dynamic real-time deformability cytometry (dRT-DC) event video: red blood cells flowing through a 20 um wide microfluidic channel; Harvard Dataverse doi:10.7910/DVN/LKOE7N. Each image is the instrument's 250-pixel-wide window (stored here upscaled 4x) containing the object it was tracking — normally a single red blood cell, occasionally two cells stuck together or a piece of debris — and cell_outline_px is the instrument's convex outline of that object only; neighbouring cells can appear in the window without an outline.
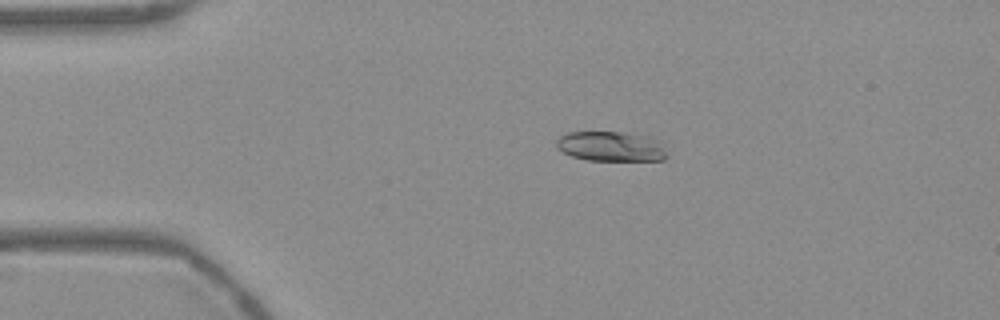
{"species": "Egyptian fruit bat (a non-hibernating species)", "species_latin": "Rousettus aegyptiacus", "temperature_condition": "warm", "stored_images_in_passage": 51, "camera_frame_rate_fps": 3000, "um_per_image_px": 0.085, "frame": {"image": 1, "passage_image": 8, "time_ms": 2.333, "image_size_px": [1000, 320], "cell_outline_px": [[668, 156], [664, 160], [588, 160], [572, 156], [556, 148], [556, 140], [560, 136], [568, 132], [620, 132], [644, 136], [656, 140], [660, 144]], "centroid_in_image_um": [51.88, 12.45], "position_along_channel_um": 33.1, "area_um2": 18.96}}
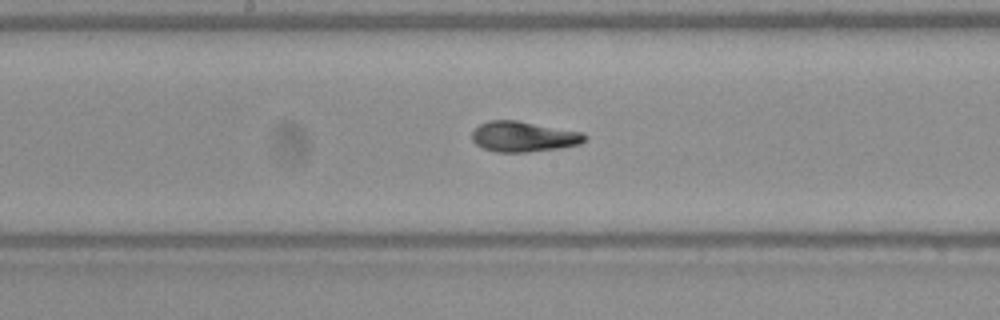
{"frame": {"image": 2, "passage_image": 25, "time_ms": 8.0, "image_size_px": [1000, 320], "cell_outline_px": [[588, 140], [580, 144], [560, 148], [528, 152], [496, 152], [484, 148], [476, 144], [472, 140], [472, 132], [480, 124], [488, 120], [516, 120], [584, 132], [588, 136]], "centroid_in_image_um": [44.55, 11.61], "position_along_channel_um": 203.7, "area_um2": 20.17}}
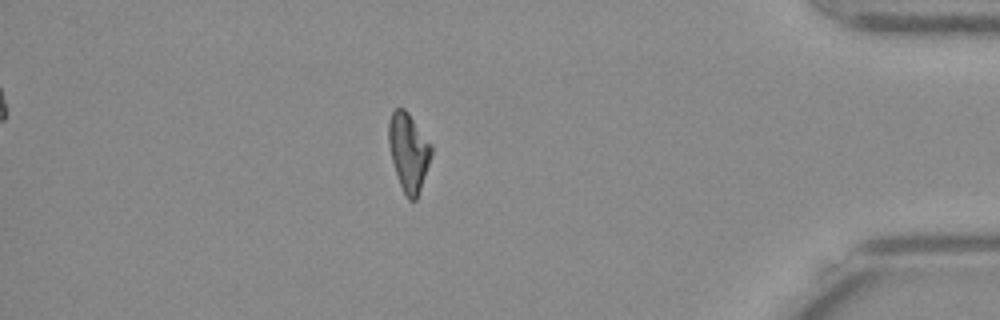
{"frame": {"image": 3, "passage_image": 44, "time_ms": 14.333, "image_size_px": [1000, 320], "cell_outline_px": [[432, 152], [416, 200], [408, 200], [400, 184], [392, 160], [388, 144], [388, 124], [392, 112], [396, 108], [404, 108], [408, 112], [432, 144]], "centroid_in_image_um": [34.72, 12.88], "position_along_channel_um": 400.5, "area_um2": 19.13}, "authors_computed_cell_mechanics": {"area_um2": 19.8832, "velocity_mm_per_s": 3.7557, "shape_relaxation_time_tau1_ms": 7.1672, "shape_relaxation_time_tau2_ms": 0.7258, "deformation_change_tau1": 0.214, "deformation_change_tau2": 0.0472}}